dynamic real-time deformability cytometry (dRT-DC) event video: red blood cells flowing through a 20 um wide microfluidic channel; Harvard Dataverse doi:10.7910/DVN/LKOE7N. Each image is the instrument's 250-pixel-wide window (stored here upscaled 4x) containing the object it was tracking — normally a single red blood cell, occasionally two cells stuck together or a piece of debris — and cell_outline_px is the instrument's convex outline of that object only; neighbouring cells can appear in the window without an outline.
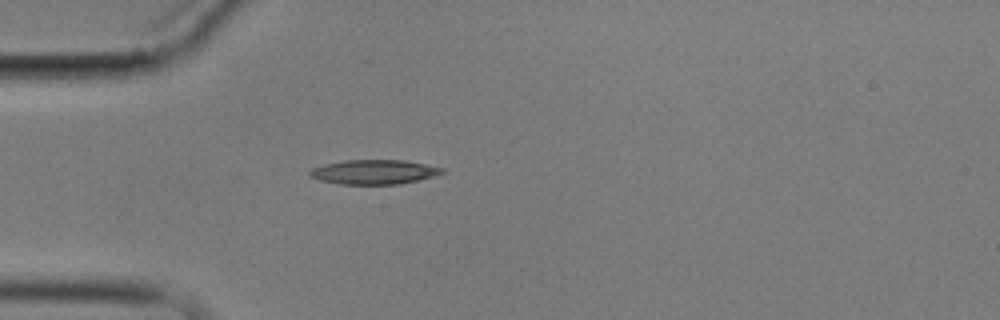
{"species": "common noctule bat (a hibernating species)", "species_latin": "Nyctalus noctula", "temperature_condition": "cold", "stored_images_in_passage": 1, "camera_frame_rate_fps": 3000, "um_per_image_px": 0.085, "animal": {"sex": "male", "body_mass_g": 17.9}, "frame": {"image": 1, "passage_image": 1, "time_ms": 0.0, "image_size_px": [1000, 320], "cell_outline_px": [[448, 172], [400, 184], [340, 184], [320, 180], [308, 176], [308, 172], [312, 168], [324, 164], [344, 160], [404, 160], [444, 168]], "centroid_in_image_um": [31.77, 14.61], "position_along_channel_um": 53.2, "area_um2": 18.84}}